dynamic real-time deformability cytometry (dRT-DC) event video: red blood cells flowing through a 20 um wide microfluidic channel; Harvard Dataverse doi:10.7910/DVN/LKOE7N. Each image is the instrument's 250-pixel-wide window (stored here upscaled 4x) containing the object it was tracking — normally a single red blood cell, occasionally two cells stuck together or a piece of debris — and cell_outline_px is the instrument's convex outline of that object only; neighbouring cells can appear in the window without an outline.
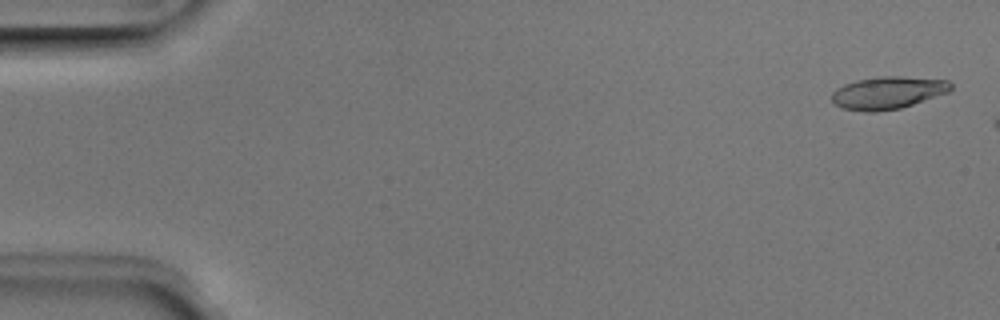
{"species": "Egyptian fruit bat (a non-hibernating species)", "species_latin": "Rousettus aegyptiacus", "temperature_condition": "room temperature", "stored_images_in_passage": 7, "camera_frame_rate_fps": 3000, "um_per_image_px": 0.085, "animal": {"sex": "male"}, "frame": {"image": 1, "passage_image": 2, "time_ms": 0.333, "image_size_px": [1000, 320], "cell_outline_px": [[952, 88], [948, 92], [900, 108], [876, 112], [864, 112], [840, 108], [832, 100], [832, 92], [836, 88], [844, 84], [856, 80], [876, 76], [900, 76], [948, 80], [952, 84]], "centroid_in_image_um": [75.43, 7.88], "position_along_channel_um": 9.6, "area_um2": 22.6}}